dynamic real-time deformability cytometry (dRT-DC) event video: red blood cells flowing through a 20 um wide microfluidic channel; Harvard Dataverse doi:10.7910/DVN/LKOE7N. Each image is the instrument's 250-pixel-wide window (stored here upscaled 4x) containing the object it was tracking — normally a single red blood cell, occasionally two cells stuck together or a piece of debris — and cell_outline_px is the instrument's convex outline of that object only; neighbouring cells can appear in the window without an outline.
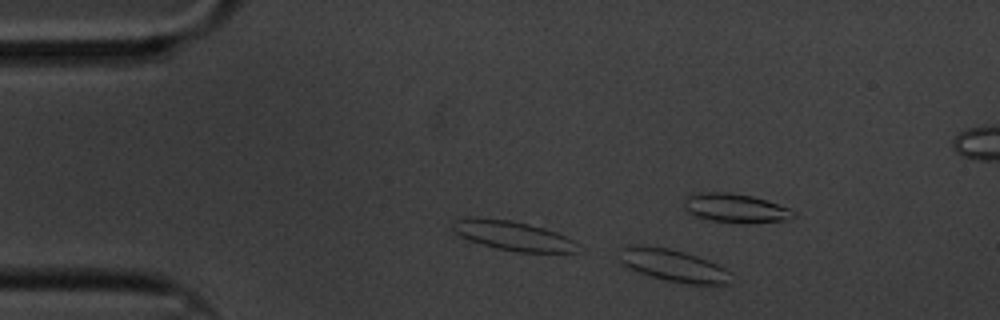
{"species": "common noctule bat (a hibernating species)", "species_latin": "Nyctalus noctula", "temperature_condition": "cold", "stored_images_in_passage": 43, "camera_frame_rate_fps": 3000, "um_per_image_px": 0.085, "animal": {"sex": "male", "body_mass_g": 20.1, "forearm_length_mm": 53.5}, "frame": {"image": 1, "passage_image": 1, "time_ms": 0.0, "image_size_px": [1000, 320], "cell_outline_px": [[732, 272], [728, 284], [708, 288], [664, 280], [640, 272], [616, 260], [616, 248], [640, 244], [668, 248], [684, 252], [708, 260]], "centroid_in_image_um": [57.23, 22.58], "position_along_channel_um": 27.8, "area_um2": 21.79}}
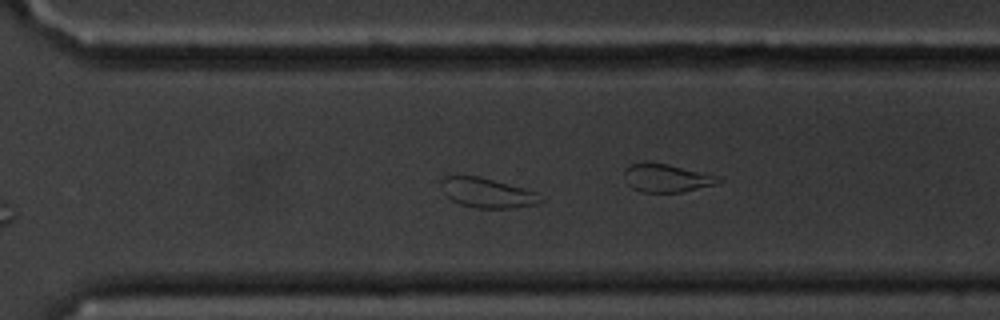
{"frame": {"image": 2, "passage_image": 34, "time_ms": 11.0, "image_size_px": [1000, 320], "cell_outline_px": [[548, 200], [536, 204], [512, 208], [480, 208], [460, 204], [452, 200], [444, 192], [440, 180], [444, 176], [476, 176], [492, 180], [536, 192]], "centroid_in_image_um": [41.45, 16.41], "position_along_channel_um": 329.1, "area_um2": 16.94}}
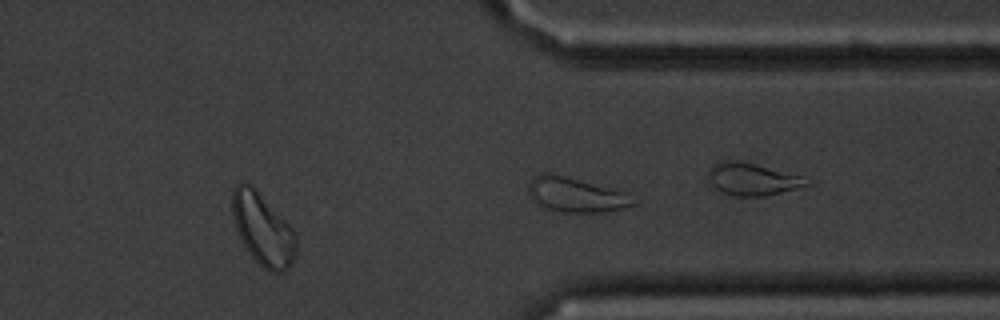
{"frame": {"image": 3, "passage_image": 37, "time_ms": 12.0, "image_size_px": [1000, 320], "cell_outline_px": [[296, 252], [292, 264], [288, 268], [280, 272], [272, 272], [264, 268], [252, 256], [244, 244], [236, 228], [232, 216], [232, 188], [240, 180], [244, 180], [252, 184], [296, 232]], "centroid_in_image_um": [22.33, 19.43], "position_along_channel_um": 389.1, "area_um2": 26.82}, "authors_computed_cell_mechanics": {"area_um2": 17.3978, "velocity_mm_per_s": 3.2686, "shape_relaxation_time_tau1_ms": 3.1428, "shape_relaxation_time_tau2_ms": 5.3369, "deformation_change_tau1": 0.0625, "deformation_change_tau2": 0.1018}}